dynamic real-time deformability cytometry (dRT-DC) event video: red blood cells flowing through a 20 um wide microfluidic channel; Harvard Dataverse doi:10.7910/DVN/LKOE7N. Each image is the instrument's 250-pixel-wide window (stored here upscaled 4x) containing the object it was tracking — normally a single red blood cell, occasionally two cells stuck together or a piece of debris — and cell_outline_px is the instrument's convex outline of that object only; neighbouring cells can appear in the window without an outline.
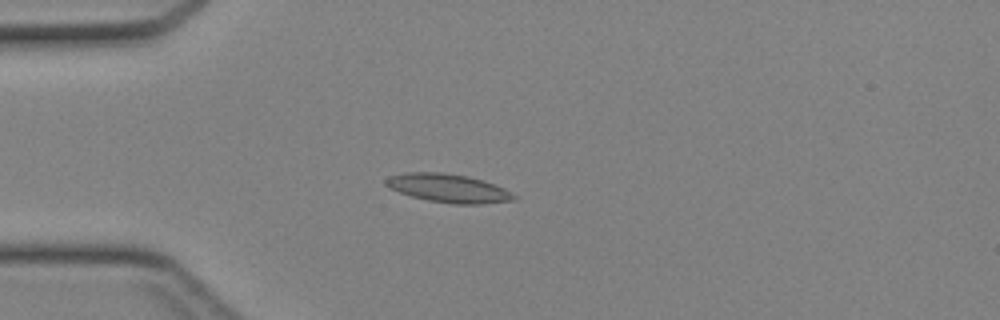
{"species": "Egyptian fruit bat (a non-hibernating species)", "species_latin": "Rousettus aegyptiacus", "temperature_condition": "cold", "stored_images_in_passage": 33, "camera_frame_rate_fps": 3000, "um_per_image_px": 0.085, "animal": {"sex": "female"}, "frame": {"image": 1, "passage_image": 1, "time_ms": 0.0, "image_size_px": [1000, 320], "cell_outline_px": [[516, 200], [480, 204], [456, 204], [428, 200], [412, 196], [400, 192], [384, 184], [384, 180], [388, 176], [408, 172], [444, 172], [468, 176], [484, 180], [504, 188], [516, 196]], "centroid_in_image_um": [38.12, 15.98], "position_along_channel_um": 46.9, "area_um2": 21.21}}
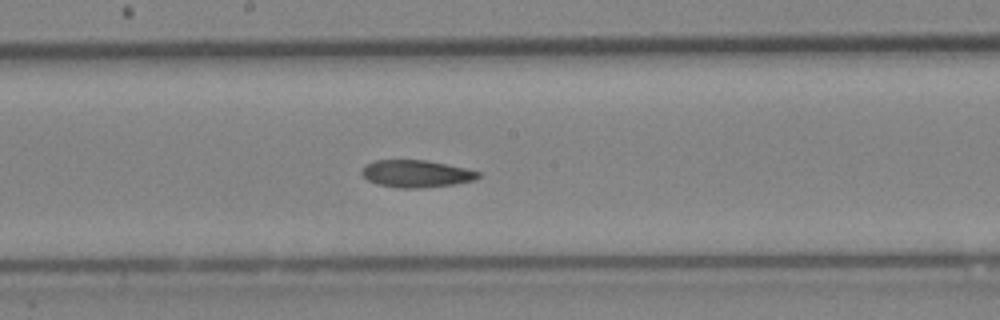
{"frame": {"image": 2, "passage_image": 13, "time_ms": 4.0, "image_size_px": [1000, 320], "cell_outline_px": [[480, 176], [476, 180], [456, 184], [420, 188], [396, 188], [376, 184], [368, 180], [360, 172], [360, 168], [364, 164], [376, 160], [428, 160], [464, 168], [480, 172]], "centroid_in_image_um": [35.34, 14.77], "position_along_channel_um": 212.9, "area_um2": 18.73}}
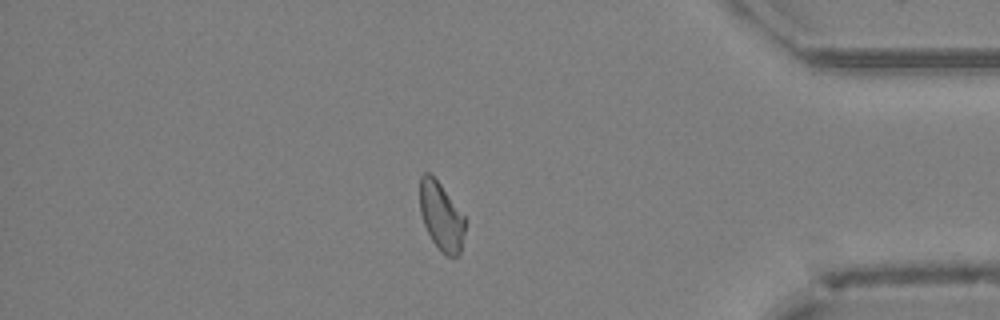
{"frame": {"image": 3, "passage_image": 27, "time_ms": 8.667, "image_size_px": [1000, 320], "cell_outline_px": [[468, 220], [460, 252], [456, 256], [448, 256], [432, 240], [424, 224], [420, 212], [420, 176], [424, 172], [428, 172], [440, 184]], "centroid_in_image_um": [37.53, 18.37], "position_along_channel_um": 397.7, "area_um2": 17.86}}